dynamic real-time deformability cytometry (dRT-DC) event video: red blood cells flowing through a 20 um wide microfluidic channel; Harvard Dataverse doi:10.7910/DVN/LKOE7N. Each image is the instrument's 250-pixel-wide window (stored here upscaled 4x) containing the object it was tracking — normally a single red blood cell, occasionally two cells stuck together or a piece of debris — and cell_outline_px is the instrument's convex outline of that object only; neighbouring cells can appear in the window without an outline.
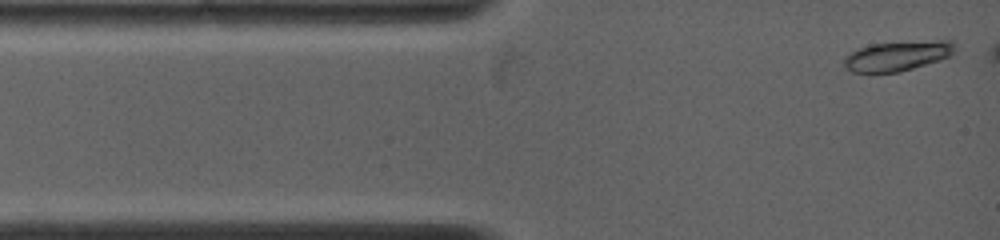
{"species": "common noctule bat (a hibernating species)", "species_latin": "Nyctalus noctula", "temperature_condition": "warm", "stored_images_in_passage": 55, "camera_frame_rate_fps": 5000, "um_per_image_px": 0.085, "animal": {"sex": "female", "body_mass_g": 19.0, "forearm_length_mm": 53.3}, "frame": {"image": 1, "passage_image": 1, "time_ms": 0.0, "image_size_px": [1000, 240], "cell_outline_px": [[956, 44], [952, 56], [940, 60], [900, 72], [852, 72], [844, 68], [844, 56], [860, 48], [872, 44], [940, 40], [952, 40]], "centroid_in_image_um": [76.31, 4.76], "position_along_channel_um": 8.7, "area_um2": 19.25}}
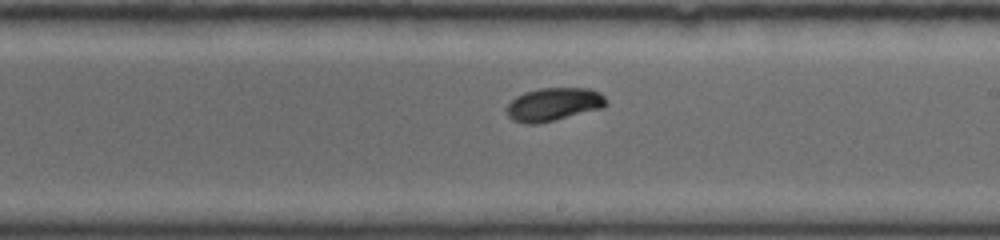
{"frame": {"image": 2, "passage_image": 36, "time_ms": 7.0, "image_size_px": [1000, 240], "cell_outline_px": [[608, 104], [604, 108], [540, 124], [524, 124], [512, 120], [508, 116], [504, 108], [516, 96], [524, 92], [540, 88], [588, 88], [600, 92], [608, 100]], "centroid_in_image_um": [47.06, 8.88], "position_along_channel_um": 241.9, "area_um2": 19.71}}
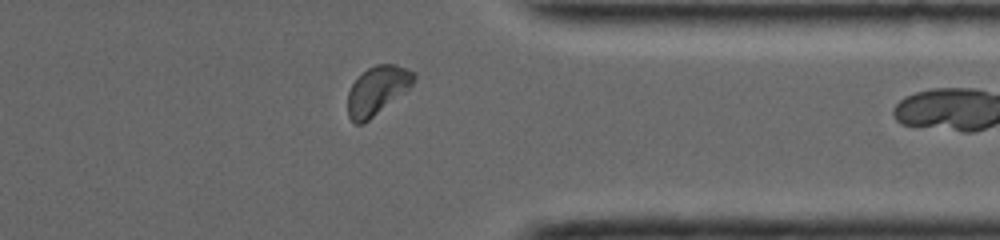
{"frame": {"image": 3, "passage_image": 54, "time_ms": 10.6, "image_size_px": [1000, 240], "cell_outline_px": [[416, 76], [412, 84], [404, 92], [364, 124], [356, 124], [348, 116], [348, 92], [352, 84], [368, 68], [376, 64], [396, 64], [416, 72]], "centroid_in_image_um": [32.07, 7.68], "position_along_channel_um": 379.3, "area_um2": 18.5}}